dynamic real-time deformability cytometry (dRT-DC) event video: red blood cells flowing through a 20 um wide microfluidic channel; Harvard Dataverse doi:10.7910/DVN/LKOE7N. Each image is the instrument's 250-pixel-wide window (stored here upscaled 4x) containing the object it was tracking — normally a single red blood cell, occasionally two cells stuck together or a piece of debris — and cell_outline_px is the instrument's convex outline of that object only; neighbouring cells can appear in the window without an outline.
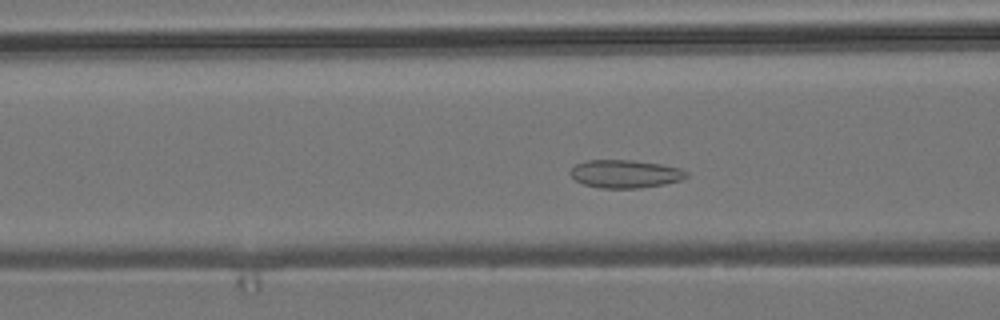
{"species": "common noctule bat (a hibernating species)", "species_latin": "Nyctalus noctula", "temperature_condition": "room temperature", "stored_images_in_passage": 48, "camera_frame_rate_fps": 3000, "um_per_image_px": 0.085, "animal": {"sex": "male", "body_mass_g": 19.2, "forearm_length_mm": 51.8}, "frame": {"image": 1, "passage_image": 15, "time_ms": 4.667, "image_size_px": [1000, 320], "cell_outline_px": [[688, 176], [680, 180], [664, 184], [640, 188], [600, 188], [584, 184], [576, 180], [568, 172], [576, 164], [584, 160], [632, 160], [660, 164], [680, 168], [688, 172]], "centroid_in_image_um": [53.13, 14.77], "position_along_channel_um": 113.5, "area_um2": 18.96}}
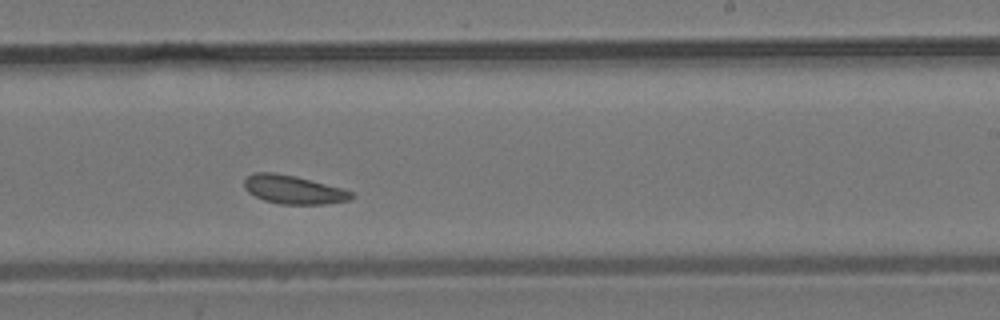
{"frame": {"image": 2, "passage_image": 27, "time_ms": 8.667, "image_size_px": [1000, 320], "cell_outline_px": [[356, 196], [352, 200], [324, 204], [280, 204], [264, 200], [248, 192], [244, 188], [244, 180], [252, 172], [276, 172], [296, 176], [340, 188], [352, 192]], "centroid_in_image_um": [24.94, 16.12], "position_along_channel_um": 264.1, "area_um2": 17.86}}
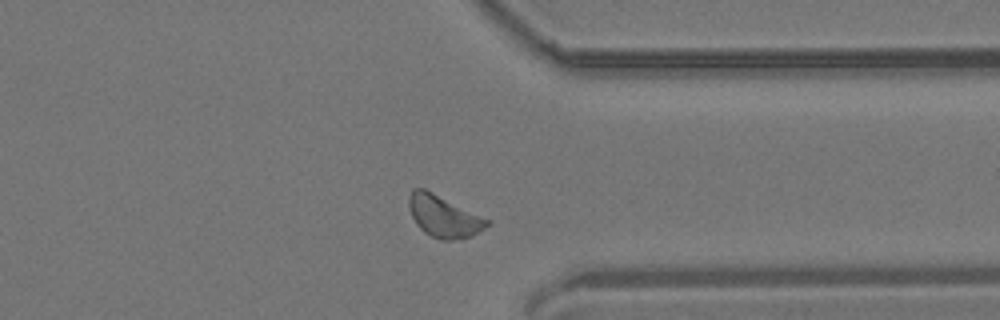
{"frame": {"image": 3, "passage_image": 36, "time_ms": 11.667, "image_size_px": [1000, 320], "cell_outline_px": [[492, 224], [472, 236], [452, 240], [440, 240], [424, 232], [416, 224], [408, 208], [408, 196], [412, 188], [424, 188], [492, 220]], "centroid_in_image_um": [37.74, 18.38], "position_along_channel_um": 373.7, "area_um2": 19.31}, "authors_computed_cell_mechanics": {"area_um2": 18.2648, "velocity_mm_per_s": 3.773, "shape_relaxation_time_tau1_ms": null, "shape_relaxation_time_tau2_ms": 3.091, "deformation_change_tau1": null, "deformation_change_tau2": 0.0744}}